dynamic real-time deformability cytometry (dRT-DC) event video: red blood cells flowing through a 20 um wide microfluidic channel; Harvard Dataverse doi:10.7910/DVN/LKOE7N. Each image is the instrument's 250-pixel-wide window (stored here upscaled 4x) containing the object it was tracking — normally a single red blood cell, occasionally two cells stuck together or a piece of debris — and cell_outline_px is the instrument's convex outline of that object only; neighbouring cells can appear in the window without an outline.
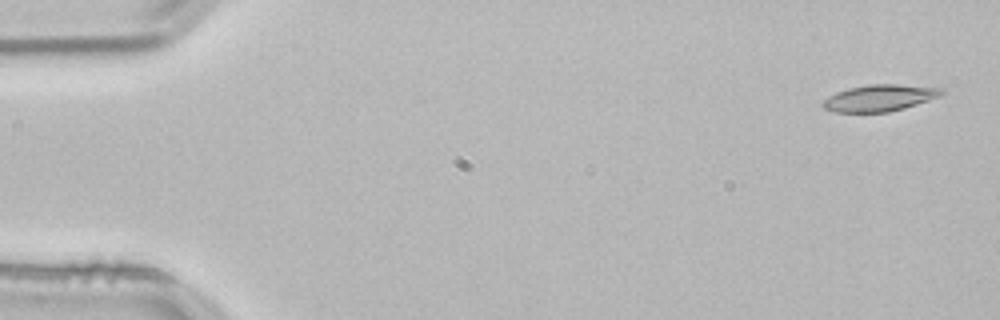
{"species": "common noctule bat (a hibernating species)", "species_latin": "Nyctalus noctula", "temperature_condition": "room temperature", "stored_images_in_passage": 53, "camera_frame_rate_fps": 3000, "um_per_image_px": 0.085, "animal": {"sex": "male", "body_mass_g": 21.5, "forearm_length_mm": 52.0}, "frame": {"image": 1, "passage_image": 2, "time_ms": 0.333, "image_size_px": [1000, 320], "cell_outline_px": [[944, 92], [940, 96], [904, 108], [888, 112], [836, 112], [824, 108], [820, 104], [828, 96], [836, 92], [848, 88], [872, 84], [896, 84], [944, 88]], "centroid_in_image_um": [74.75, 8.32], "position_along_channel_um": 10.3, "area_um2": 18.32}}
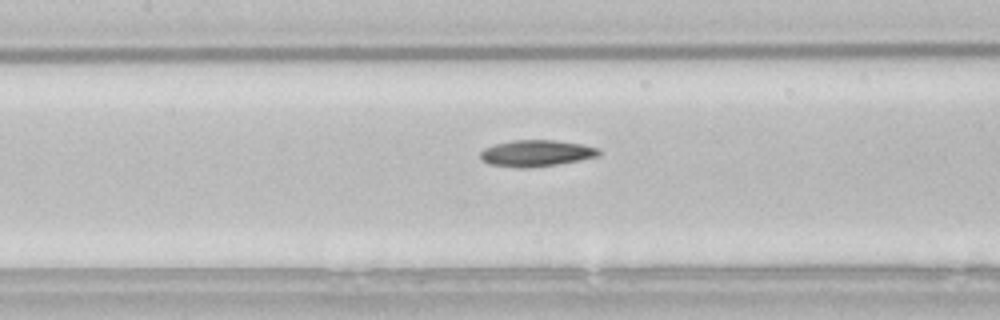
{"frame": {"image": 2, "passage_image": 24, "time_ms": 7.667, "image_size_px": [1000, 320], "cell_outline_px": [[600, 156], [580, 160], [532, 168], [520, 168], [488, 164], [480, 160], [480, 152], [484, 148], [496, 144], [512, 140], [552, 140], [580, 144], [600, 148]], "centroid_in_image_um": [45.56, 13.03], "position_along_channel_um": 161.8, "area_um2": 18.32}}
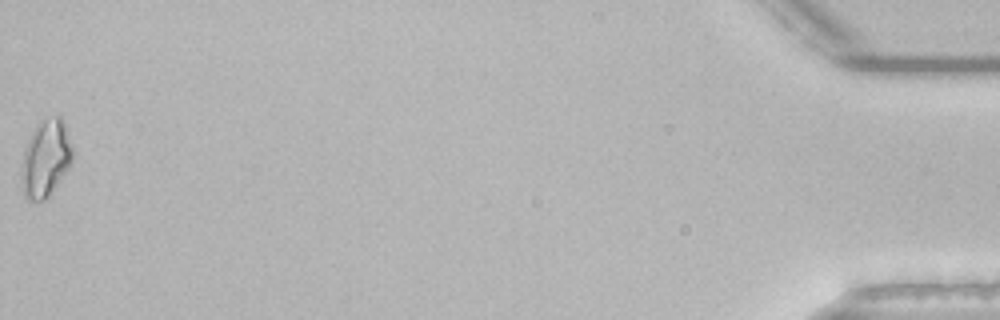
{"frame": {"image": 3, "passage_image": 53, "time_ms": 17.333, "image_size_px": [1000, 320], "cell_outline_px": [[72, 160], [68, 168], [48, 196], [44, 200], [28, 200], [24, 196], [20, 184], [20, 176], [24, 152], [28, 140], [36, 124], [40, 120], [56, 116], [60, 116], [64, 124], [72, 148]], "centroid_in_image_um": [3.85, 13.48], "position_along_channel_um": 431.4, "area_um2": 22.66}}